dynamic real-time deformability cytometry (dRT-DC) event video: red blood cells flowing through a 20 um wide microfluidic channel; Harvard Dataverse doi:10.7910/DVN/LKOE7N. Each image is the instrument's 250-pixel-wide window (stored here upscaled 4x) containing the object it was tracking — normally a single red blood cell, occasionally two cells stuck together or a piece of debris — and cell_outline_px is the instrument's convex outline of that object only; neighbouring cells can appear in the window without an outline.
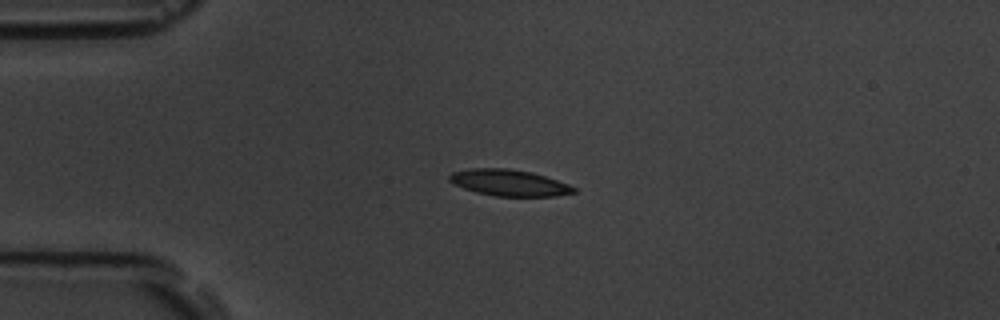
{"species": "common noctule bat (a hibernating species)", "species_latin": "Nyctalus noctula", "temperature_condition": "room temperature", "stored_images_in_passage": 42, "camera_frame_rate_fps": 3000, "um_per_image_px": 0.085, "animal": {"sex": "male", "body_mass_g": 19.5, "forearm_length_mm": 54.6}, "frame": {"image": 1, "passage_image": 1, "time_ms": 0.0, "image_size_px": [1000, 320], "cell_outline_px": [[576, 192], [556, 196], [496, 196], [476, 192], [452, 184], [448, 180], [448, 176], [452, 172], [472, 168], [508, 168], [532, 172], [568, 184], [576, 188]], "centroid_in_image_um": [43.24, 15.53], "position_along_channel_um": 41.8, "area_um2": 19.07}}
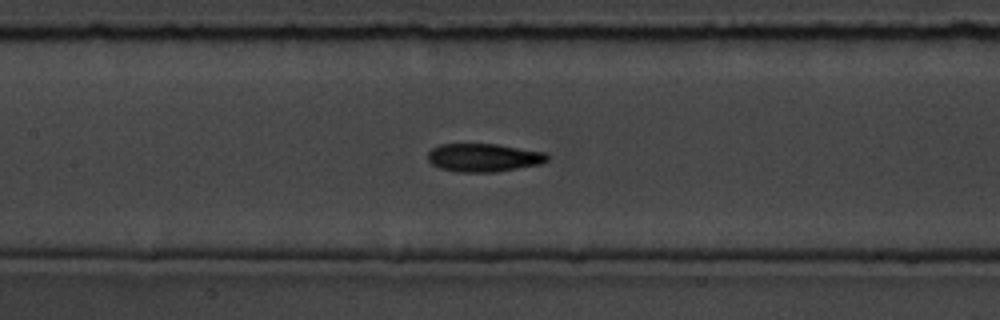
{"frame": {"image": 2, "passage_image": 13, "time_ms": 4.0, "image_size_px": [1000, 320], "cell_outline_px": [[548, 160], [540, 164], [496, 172], [460, 172], [440, 168], [432, 164], [428, 160], [428, 152], [432, 148], [440, 144], [496, 144], [544, 152], [548, 156]], "centroid_in_image_um": [41.09, 13.4], "position_along_channel_um": 166.3, "area_um2": 19.54}}
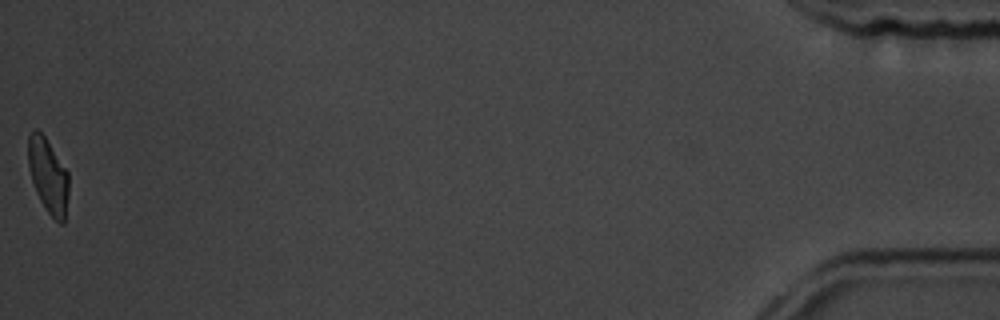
{"frame": {"image": 3, "passage_image": 42, "time_ms": 13.667, "image_size_px": [1000, 320], "cell_outline_px": [[68, 196], [64, 224], [60, 224], [48, 212], [40, 200], [36, 192], [32, 180], [28, 164], [28, 136], [32, 128], [36, 128], [44, 136], [68, 172]], "centroid_in_image_um": [4.08, 14.93], "position_along_channel_um": 431.1, "area_um2": 17.51}, "authors_computed_cell_mechanics": {"area_um2": 19.5653, "velocity_mm_per_s": 3.7722, "shape_relaxation_time_tau1_ms": 4.4468, "shape_relaxation_time_tau2_ms": 1.8169, "deformation_change_tau1": 0.1401, "deformation_change_tau2": 0.0806}}